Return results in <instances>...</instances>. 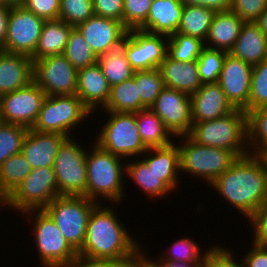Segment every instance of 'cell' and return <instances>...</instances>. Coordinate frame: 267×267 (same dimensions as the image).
Returning a JSON list of instances; mask_svg holds the SVG:
<instances>
[{"label": "cell", "mask_w": 267, "mask_h": 267, "mask_svg": "<svg viewBox=\"0 0 267 267\" xmlns=\"http://www.w3.org/2000/svg\"><path fill=\"white\" fill-rule=\"evenodd\" d=\"M101 206L98 203L89 215L78 256L92 260H137L142 254V244L124 228L116 210Z\"/></svg>", "instance_id": "obj_1"}, {"label": "cell", "mask_w": 267, "mask_h": 267, "mask_svg": "<svg viewBox=\"0 0 267 267\" xmlns=\"http://www.w3.org/2000/svg\"><path fill=\"white\" fill-rule=\"evenodd\" d=\"M209 186L248 218L267 201V159L252 154L239 157Z\"/></svg>", "instance_id": "obj_2"}, {"label": "cell", "mask_w": 267, "mask_h": 267, "mask_svg": "<svg viewBox=\"0 0 267 267\" xmlns=\"http://www.w3.org/2000/svg\"><path fill=\"white\" fill-rule=\"evenodd\" d=\"M121 159L124 160L94 143L86 155V197L88 199L101 204L102 199L108 200L110 205L120 204L125 200L124 197L127 196L124 194L126 193L124 190H127L124 185L126 165L125 160Z\"/></svg>", "instance_id": "obj_3"}, {"label": "cell", "mask_w": 267, "mask_h": 267, "mask_svg": "<svg viewBox=\"0 0 267 267\" xmlns=\"http://www.w3.org/2000/svg\"><path fill=\"white\" fill-rule=\"evenodd\" d=\"M188 136L196 143L233 152L238 158L249 154L246 112L234 109L214 120L193 123Z\"/></svg>", "instance_id": "obj_4"}, {"label": "cell", "mask_w": 267, "mask_h": 267, "mask_svg": "<svg viewBox=\"0 0 267 267\" xmlns=\"http://www.w3.org/2000/svg\"><path fill=\"white\" fill-rule=\"evenodd\" d=\"M180 153V172L202 179L208 186L227 170L237 156L229 151L204 146L193 141L188 135L176 137Z\"/></svg>", "instance_id": "obj_5"}, {"label": "cell", "mask_w": 267, "mask_h": 267, "mask_svg": "<svg viewBox=\"0 0 267 267\" xmlns=\"http://www.w3.org/2000/svg\"><path fill=\"white\" fill-rule=\"evenodd\" d=\"M23 214L30 218L28 223L33 227L31 230L41 266L67 267L78 257V253L64 239L57 224L43 209L28 210Z\"/></svg>", "instance_id": "obj_6"}, {"label": "cell", "mask_w": 267, "mask_h": 267, "mask_svg": "<svg viewBox=\"0 0 267 267\" xmlns=\"http://www.w3.org/2000/svg\"><path fill=\"white\" fill-rule=\"evenodd\" d=\"M98 203L84 196H58L43 210L78 253L84 243L89 215Z\"/></svg>", "instance_id": "obj_7"}, {"label": "cell", "mask_w": 267, "mask_h": 267, "mask_svg": "<svg viewBox=\"0 0 267 267\" xmlns=\"http://www.w3.org/2000/svg\"><path fill=\"white\" fill-rule=\"evenodd\" d=\"M107 113L109 118L100 127L94 141L102 149L123 159L142 156L147 148L144 146L136 123L135 113L111 112Z\"/></svg>", "instance_id": "obj_8"}, {"label": "cell", "mask_w": 267, "mask_h": 267, "mask_svg": "<svg viewBox=\"0 0 267 267\" xmlns=\"http://www.w3.org/2000/svg\"><path fill=\"white\" fill-rule=\"evenodd\" d=\"M89 114L92 116L76 94L46 96L32 129L71 137L70 131L85 122Z\"/></svg>", "instance_id": "obj_9"}, {"label": "cell", "mask_w": 267, "mask_h": 267, "mask_svg": "<svg viewBox=\"0 0 267 267\" xmlns=\"http://www.w3.org/2000/svg\"><path fill=\"white\" fill-rule=\"evenodd\" d=\"M58 196L57 179L53 167H40L32 169L0 206L18 213L42 210Z\"/></svg>", "instance_id": "obj_10"}, {"label": "cell", "mask_w": 267, "mask_h": 267, "mask_svg": "<svg viewBox=\"0 0 267 267\" xmlns=\"http://www.w3.org/2000/svg\"><path fill=\"white\" fill-rule=\"evenodd\" d=\"M86 155V148L76 142L74 135L60 145L53 165L59 196L86 197Z\"/></svg>", "instance_id": "obj_11"}, {"label": "cell", "mask_w": 267, "mask_h": 267, "mask_svg": "<svg viewBox=\"0 0 267 267\" xmlns=\"http://www.w3.org/2000/svg\"><path fill=\"white\" fill-rule=\"evenodd\" d=\"M45 20L20 3L12 4L7 21V36L0 50L32 56L39 42Z\"/></svg>", "instance_id": "obj_12"}, {"label": "cell", "mask_w": 267, "mask_h": 267, "mask_svg": "<svg viewBox=\"0 0 267 267\" xmlns=\"http://www.w3.org/2000/svg\"><path fill=\"white\" fill-rule=\"evenodd\" d=\"M77 78L78 70L63 54L33 62V81L46 96L76 94Z\"/></svg>", "instance_id": "obj_13"}, {"label": "cell", "mask_w": 267, "mask_h": 267, "mask_svg": "<svg viewBox=\"0 0 267 267\" xmlns=\"http://www.w3.org/2000/svg\"><path fill=\"white\" fill-rule=\"evenodd\" d=\"M45 97L44 90L34 81L23 88L2 95L0 97L1 122L32 129Z\"/></svg>", "instance_id": "obj_14"}, {"label": "cell", "mask_w": 267, "mask_h": 267, "mask_svg": "<svg viewBox=\"0 0 267 267\" xmlns=\"http://www.w3.org/2000/svg\"><path fill=\"white\" fill-rule=\"evenodd\" d=\"M168 36L140 29L129 30L122 46L127 60L135 71L159 68L167 55Z\"/></svg>", "instance_id": "obj_15"}, {"label": "cell", "mask_w": 267, "mask_h": 267, "mask_svg": "<svg viewBox=\"0 0 267 267\" xmlns=\"http://www.w3.org/2000/svg\"><path fill=\"white\" fill-rule=\"evenodd\" d=\"M150 109L162 120L174 138L190 133L193 121L189 94L165 87Z\"/></svg>", "instance_id": "obj_16"}, {"label": "cell", "mask_w": 267, "mask_h": 267, "mask_svg": "<svg viewBox=\"0 0 267 267\" xmlns=\"http://www.w3.org/2000/svg\"><path fill=\"white\" fill-rule=\"evenodd\" d=\"M252 68L243 60L226 53L218 84L236 109L248 111Z\"/></svg>", "instance_id": "obj_17"}, {"label": "cell", "mask_w": 267, "mask_h": 267, "mask_svg": "<svg viewBox=\"0 0 267 267\" xmlns=\"http://www.w3.org/2000/svg\"><path fill=\"white\" fill-rule=\"evenodd\" d=\"M75 28L84 36L97 57L120 46L128 32L122 22L97 15Z\"/></svg>", "instance_id": "obj_18"}, {"label": "cell", "mask_w": 267, "mask_h": 267, "mask_svg": "<svg viewBox=\"0 0 267 267\" xmlns=\"http://www.w3.org/2000/svg\"><path fill=\"white\" fill-rule=\"evenodd\" d=\"M190 97L193 123L214 120L235 109L218 83L202 84Z\"/></svg>", "instance_id": "obj_19"}, {"label": "cell", "mask_w": 267, "mask_h": 267, "mask_svg": "<svg viewBox=\"0 0 267 267\" xmlns=\"http://www.w3.org/2000/svg\"><path fill=\"white\" fill-rule=\"evenodd\" d=\"M66 138L67 136L58 133L28 129L23 140L21 153L32 169L53 167L58 149Z\"/></svg>", "instance_id": "obj_20"}, {"label": "cell", "mask_w": 267, "mask_h": 267, "mask_svg": "<svg viewBox=\"0 0 267 267\" xmlns=\"http://www.w3.org/2000/svg\"><path fill=\"white\" fill-rule=\"evenodd\" d=\"M110 89L97 63L78 70L76 95L93 115L98 108L102 110L105 107L110 97Z\"/></svg>", "instance_id": "obj_21"}, {"label": "cell", "mask_w": 267, "mask_h": 267, "mask_svg": "<svg viewBox=\"0 0 267 267\" xmlns=\"http://www.w3.org/2000/svg\"><path fill=\"white\" fill-rule=\"evenodd\" d=\"M33 81L30 56L0 50V97L27 86Z\"/></svg>", "instance_id": "obj_22"}, {"label": "cell", "mask_w": 267, "mask_h": 267, "mask_svg": "<svg viewBox=\"0 0 267 267\" xmlns=\"http://www.w3.org/2000/svg\"><path fill=\"white\" fill-rule=\"evenodd\" d=\"M183 6L181 0H153L148 18L139 29L166 36L177 33Z\"/></svg>", "instance_id": "obj_23"}, {"label": "cell", "mask_w": 267, "mask_h": 267, "mask_svg": "<svg viewBox=\"0 0 267 267\" xmlns=\"http://www.w3.org/2000/svg\"><path fill=\"white\" fill-rule=\"evenodd\" d=\"M146 154V155H145ZM145 155L146 157H144ZM141 157L159 178L174 192L180 179V153L178 144L147 149ZM176 189V190H175Z\"/></svg>", "instance_id": "obj_24"}, {"label": "cell", "mask_w": 267, "mask_h": 267, "mask_svg": "<svg viewBox=\"0 0 267 267\" xmlns=\"http://www.w3.org/2000/svg\"><path fill=\"white\" fill-rule=\"evenodd\" d=\"M244 23L245 21L232 10L216 12L204 46L229 53L240 35Z\"/></svg>", "instance_id": "obj_25"}, {"label": "cell", "mask_w": 267, "mask_h": 267, "mask_svg": "<svg viewBox=\"0 0 267 267\" xmlns=\"http://www.w3.org/2000/svg\"><path fill=\"white\" fill-rule=\"evenodd\" d=\"M159 69L167 88L191 95L202 86L197 61L181 62L166 55Z\"/></svg>", "instance_id": "obj_26"}, {"label": "cell", "mask_w": 267, "mask_h": 267, "mask_svg": "<svg viewBox=\"0 0 267 267\" xmlns=\"http://www.w3.org/2000/svg\"><path fill=\"white\" fill-rule=\"evenodd\" d=\"M229 53L251 66L267 59V36L253 22H245Z\"/></svg>", "instance_id": "obj_27"}, {"label": "cell", "mask_w": 267, "mask_h": 267, "mask_svg": "<svg viewBox=\"0 0 267 267\" xmlns=\"http://www.w3.org/2000/svg\"><path fill=\"white\" fill-rule=\"evenodd\" d=\"M73 28L61 19L45 20L32 61L63 54Z\"/></svg>", "instance_id": "obj_28"}, {"label": "cell", "mask_w": 267, "mask_h": 267, "mask_svg": "<svg viewBox=\"0 0 267 267\" xmlns=\"http://www.w3.org/2000/svg\"><path fill=\"white\" fill-rule=\"evenodd\" d=\"M129 160V161H128ZM131 160V161H130ZM129 162V163H127ZM126 164V178L130 177L131 181L137 185L143 193H146L148 198L161 199L166 197L172 192V190L159 178V176L153 171L152 167H149L147 163L142 160L127 159Z\"/></svg>", "instance_id": "obj_29"}, {"label": "cell", "mask_w": 267, "mask_h": 267, "mask_svg": "<svg viewBox=\"0 0 267 267\" xmlns=\"http://www.w3.org/2000/svg\"><path fill=\"white\" fill-rule=\"evenodd\" d=\"M135 118L140 138L147 149L164 147L175 141L162 120L150 108L135 112Z\"/></svg>", "instance_id": "obj_30"}, {"label": "cell", "mask_w": 267, "mask_h": 267, "mask_svg": "<svg viewBox=\"0 0 267 267\" xmlns=\"http://www.w3.org/2000/svg\"><path fill=\"white\" fill-rule=\"evenodd\" d=\"M216 11L198 5H184L178 33L205 41Z\"/></svg>", "instance_id": "obj_31"}, {"label": "cell", "mask_w": 267, "mask_h": 267, "mask_svg": "<svg viewBox=\"0 0 267 267\" xmlns=\"http://www.w3.org/2000/svg\"><path fill=\"white\" fill-rule=\"evenodd\" d=\"M249 154L267 159V107L246 111Z\"/></svg>", "instance_id": "obj_32"}, {"label": "cell", "mask_w": 267, "mask_h": 267, "mask_svg": "<svg viewBox=\"0 0 267 267\" xmlns=\"http://www.w3.org/2000/svg\"><path fill=\"white\" fill-rule=\"evenodd\" d=\"M97 64L101 67L110 87L132 78L135 72L126 58L122 45L100 55Z\"/></svg>", "instance_id": "obj_33"}, {"label": "cell", "mask_w": 267, "mask_h": 267, "mask_svg": "<svg viewBox=\"0 0 267 267\" xmlns=\"http://www.w3.org/2000/svg\"><path fill=\"white\" fill-rule=\"evenodd\" d=\"M32 171L22 153L9 157L0 166V204L17 188Z\"/></svg>", "instance_id": "obj_34"}, {"label": "cell", "mask_w": 267, "mask_h": 267, "mask_svg": "<svg viewBox=\"0 0 267 267\" xmlns=\"http://www.w3.org/2000/svg\"><path fill=\"white\" fill-rule=\"evenodd\" d=\"M102 110L125 113H135L142 110V102L138 96L135 79L132 77L112 86L109 100Z\"/></svg>", "instance_id": "obj_35"}, {"label": "cell", "mask_w": 267, "mask_h": 267, "mask_svg": "<svg viewBox=\"0 0 267 267\" xmlns=\"http://www.w3.org/2000/svg\"><path fill=\"white\" fill-rule=\"evenodd\" d=\"M219 244L212 245L205 249L202 253L201 247L191 237H183L172 242L171 247L165 252L166 254H160L156 260H170V261H184V262H207L214 250Z\"/></svg>", "instance_id": "obj_36"}, {"label": "cell", "mask_w": 267, "mask_h": 267, "mask_svg": "<svg viewBox=\"0 0 267 267\" xmlns=\"http://www.w3.org/2000/svg\"><path fill=\"white\" fill-rule=\"evenodd\" d=\"M133 78L142 102V110L151 108L165 88L160 69L135 71Z\"/></svg>", "instance_id": "obj_37"}, {"label": "cell", "mask_w": 267, "mask_h": 267, "mask_svg": "<svg viewBox=\"0 0 267 267\" xmlns=\"http://www.w3.org/2000/svg\"><path fill=\"white\" fill-rule=\"evenodd\" d=\"M204 47L201 39L177 32L168 36L167 55L176 61H197Z\"/></svg>", "instance_id": "obj_38"}, {"label": "cell", "mask_w": 267, "mask_h": 267, "mask_svg": "<svg viewBox=\"0 0 267 267\" xmlns=\"http://www.w3.org/2000/svg\"><path fill=\"white\" fill-rule=\"evenodd\" d=\"M63 55L77 70L95 65L98 59L84 36L75 27L69 34Z\"/></svg>", "instance_id": "obj_39"}, {"label": "cell", "mask_w": 267, "mask_h": 267, "mask_svg": "<svg viewBox=\"0 0 267 267\" xmlns=\"http://www.w3.org/2000/svg\"><path fill=\"white\" fill-rule=\"evenodd\" d=\"M226 53L223 50L207 47L202 49L197 59V68L202 84L218 83Z\"/></svg>", "instance_id": "obj_40"}, {"label": "cell", "mask_w": 267, "mask_h": 267, "mask_svg": "<svg viewBox=\"0 0 267 267\" xmlns=\"http://www.w3.org/2000/svg\"><path fill=\"white\" fill-rule=\"evenodd\" d=\"M27 132L24 126L0 122V166L9 157L21 153Z\"/></svg>", "instance_id": "obj_41"}, {"label": "cell", "mask_w": 267, "mask_h": 267, "mask_svg": "<svg viewBox=\"0 0 267 267\" xmlns=\"http://www.w3.org/2000/svg\"><path fill=\"white\" fill-rule=\"evenodd\" d=\"M95 15L93 0H60L59 19L76 27Z\"/></svg>", "instance_id": "obj_42"}, {"label": "cell", "mask_w": 267, "mask_h": 267, "mask_svg": "<svg viewBox=\"0 0 267 267\" xmlns=\"http://www.w3.org/2000/svg\"><path fill=\"white\" fill-rule=\"evenodd\" d=\"M262 107H267V59L254 65L251 73L248 110Z\"/></svg>", "instance_id": "obj_43"}, {"label": "cell", "mask_w": 267, "mask_h": 267, "mask_svg": "<svg viewBox=\"0 0 267 267\" xmlns=\"http://www.w3.org/2000/svg\"><path fill=\"white\" fill-rule=\"evenodd\" d=\"M153 0H123V25L129 31L139 29L147 20Z\"/></svg>", "instance_id": "obj_44"}, {"label": "cell", "mask_w": 267, "mask_h": 267, "mask_svg": "<svg viewBox=\"0 0 267 267\" xmlns=\"http://www.w3.org/2000/svg\"><path fill=\"white\" fill-rule=\"evenodd\" d=\"M267 8V0H232L231 10L245 22H255Z\"/></svg>", "instance_id": "obj_45"}, {"label": "cell", "mask_w": 267, "mask_h": 267, "mask_svg": "<svg viewBox=\"0 0 267 267\" xmlns=\"http://www.w3.org/2000/svg\"><path fill=\"white\" fill-rule=\"evenodd\" d=\"M20 4L44 20L59 19L60 0H20Z\"/></svg>", "instance_id": "obj_46"}, {"label": "cell", "mask_w": 267, "mask_h": 267, "mask_svg": "<svg viewBox=\"0 0 267 267\" xmlns=\"http://www.w3.org/2000/svg\"><path fill=\"white\" fill-rule=\"evenodd\" d=\"M252 226L253 243L267 246V201L256 209L248 218Z\"/></svg>", "instance_id": "obj_47"}, {"label": "cell", "mask_w": 267, "mask_h": 267, "mask_svg": "<svg viewBox=\"0 0 267 267\" xmlns=\"http://www.w3.org/2000/svg\"><path fill=\"white\" fill-rule=\"evenodd\" d=\"M97 16L112 18L123 24V0H93Z\"/></svg>", "instance_id": "obj_48"}, {"label": "cell", "mask_w": 267, "mask_h": 267, "mask_svg": "<svg viewBox=\"0 0 267 267\" xmlns=\"http://www.w3.org/2000/svg\"><path fill=\"white\" fill-rule=\"evenodd\" d=\"M232 252L231 249L228 250L225 246H218L209 257L205 267H243Z\"/></svg>", "instance_id": "obj_49"}, {"label": "cell", "mask_w": 267, "mask_h": 267, "mask_svg": "<svg viewBox=\"0 0 267 267\" xmlns=\"http://www.w3.org/2000/svg\"><path fill=\"white\" fill-rule=\"evenodd\" d=\"M251 247L240 260L243 267H267V246L252 243Z\"/></svg>", "instance_id": "obj_50"}, {"label": "cell", "mask_w": 267, "mask_h": 267, "mask_svg": "<svg viewBox=\"0 0 267 267\" xmlns=\"http://www.w3.org/2000/svg\"><path fill=\"white\" fill-rule=\"evenodd\" d=\"M136 260H92L78 256L67 267H134Z\"/></svg>", "instance_id": "obj_51"}, {"label": "cell", "mask_w": 267, "mask_h": 267, "mask_svg": "<svg viewBox=\"0 0 267 267\" xmlns=\"http://www.w3.org/2000/svg\"><path fill=\"white\" fill-rule=\"evenodd\" d=\"M184 5L208 7L216 12L231 10L232 0H181Z\"/></svg>", "instance_id": "obj_52"}, {"label": "cell", "mask_w": 267, "mask_h": 267, "mask_svg": "<svg viewBox=\"0 0 267 267\" xmlns=\"http://www.w3.org/2000/svg\"><path fill=\"white\" fill-rule=\"evenodd\" d=\"M143 249L142 253L156 266V267H205L207 262H184V261H170V260H153L151 256H149L148 252H144ZM147 254V255H146Z\"/></svg>", "instance_id": "obj_53"}, {"label": "cell", "mask_w": 267, "mask_h": 267, "mask_svg": "<svg viewBox=\"0 0 267 267\" xmlns=\"http://www.w3.org/2000/svg\"><path fill=\"white\" fill-rule=\"evenodd\" d=\"M11 3L0 2V48L4 45L7 36V21Z\"/></svg>", "instance_id": "obj_54"}, {"label": "cell", "mask_w": 267, "mask_h": 267, "mask_svg": "<svg viewBox=\"0 0 267 267\" xmlns=\"http://www.w3.org/2000/svg\"><path fill=\"white\" fill-rule=\"evenodd\" d=\"M260 30L267 36V8L262 12L259 18L255 21Z\"/></svg>", "instance_id": "obj_55"}, {"label": "cell", "mask_w": 267, "mask_h": 267, "mask_svg": "<svg viewBox=\"0 0 267 267\" xmlns=\"http://www.w3.org/2000/svg\"><path fill=\"white\" fill-rule=\"evenodd\" d=\"M134 267H156L143 253L134 263Z\"/></svg>", "instance_id": "obj_56"}, {"label": "cell", "mask_w": 267, "mask_h": 267, "mask_svg": "<svg viewBox=\"0 0 267 267\" xmlns=\"http://www.w3.org/2000/svg\"><path fill=\"white\" fill-rule=\"evenodd\" d=\"M0 2H7L11 4L20 3L18 0H0Z\"/></svg>", "instance_id": "obj_57"}]
</instances>
